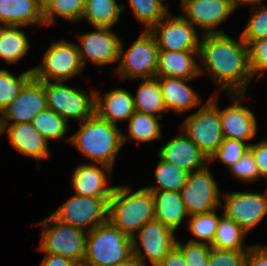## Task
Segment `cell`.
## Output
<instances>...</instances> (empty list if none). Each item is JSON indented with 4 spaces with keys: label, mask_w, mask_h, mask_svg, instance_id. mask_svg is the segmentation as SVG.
I'll return each mask as SVG.
<instances>
[{
    "label": "cell",
    "mask_w": 267,
    "mask_h": 266,
    "mask_svg": "<svg viewBox=\"0 0 267 266\" xmlns=\"http://www.w3.org/2000/svg\"><path fill=\"white\" fill-rule=\"evenodd\" d=\"M235 41L227 34H202L199 55L203 66L227 94H245L252 73L249 48L241 36Z\"/></svg>",
    "instance_id": "cell-1"
},
{
    "label": "cell",
    "mask_w": 267,
    "mask_h": 266,
    "mask_svg": "<svg viewBox=\"0 0 267 266\" xmlns=\"http://www.w3.org/2000/svg\"><path fill=\"white\" fill-rule=\"evenodd\" d=\"M80 129L68 141L80 150L86 158L92 159L111 173L122 143V134L114 125L94 113L88 119L80 122Z\"/></svg>",
    "instance_id": "cell-2"
},
{
    "label": "cell",
    "mask_w": 267,
    "mask_h": 266,
    "mask_svg": "<svg viewBox=\"0 0 267 266\" xmlns=\"http://www.w3.org/2000/svg\"><path fill=\"white\" fill-rule=\"evenodd\" d=\"M131 192L128 186H115L109 200L108 221L133 238L145 223L155 219V200L145 188Z\"/></svg>",
    "instance_id": "cell-3"
},
{
    "label": "cell",
    "mask_w": 267,
    "mask_h": 266,
    "mask_svg": "<svg viewBox=\"0 0 267 266\" xmlns=\"http://www.w3.org/2000/svg\"><path fill=\"white\" fill-rule=\"evenodd\" d=\"M86 252L82 266H116L133 257L132 238L109 221L86 233Z\"/></svg>",
    "instance_id": "cell-4"
},
{
    "label": "cell",
    "mask_w": 267,
    "mask_h": 266,
    "mask_svg": "<svg viewBox=\"0 0 267 266\" xmlns=\"http://www.w3.org/2000/svg\"><path fill=\"white\" fill-rule=\"evenodd\" d=\"M36 225L46 227L41 233L42 240L38 250L60 255L83 265L87 236L84 230L62 223L52 215Z\"/></svg>",
    "instance_id": "cell-5"
},
{
    "label": "cell",
    "mask_w": 267,
    "mask_h": 266,
    "mask_svg": "<svg viewBox=\"0 0 267 266\" xmlns=\"http://www.w3.org/2000/svg\"><path fill=\"white\" fill-rule=\"evenodd\" d=\"M181 126L183 133L210 159L224 139L217 97L210 98L197 112L188 116Z\"/></svg>",
    "instance_id": "cell-6"
},
{
    "label": "cell",
    "mask_w": 267,
    "mask_h": 266,
    "mask_svg": "<svg viewBox=\"0 0 267 266\" xmlns=\"http://www.w3.org/2000/svg\"><path fill=\"white\" fill-rule=\"evenodd\" d=\"M123 48L121 41L119 52L121 60L115 69V74L121 76L122 79L156 78L159 48L149 30H144L127 51Z\"/></svg>",
    "instance_id": "cell-7"
},
{
    "label": "cell",
    "mask_w": 267,
    "mask_h": 266,
    "mask_svg": "<svg viewBox=\"0 0 267 266\" xmlns=\"http://www.w3.org/2000/svg\"><path fill=\"white\" fill-rule=\"evenodd\" d=\"M83 68L77 44L55 41L45 52L42 64L33 68V77L41 82L67 81Z\"/></svg>",
    "instance_id": "cell-8"
},
{
    "label": "cell",
    "mask_w": 267,
    "mask_h": 266,
    "mask_svg": "<svg viewBox=\"0 0 267 266\" xmlns=\"http://www.w3.org/2000/svg\"><path fill=\"white\" fill-rule=\"evenodd\" d=\"M110 198L74 194L51 215L62 223L82 230L86 228L89 232L108 221Z\"/></svg>",
    "instance_id": "cell-9"
},
{
    "label": "cell",
    "mask_w": 267,
    "mask_h": 266,
    "mask_svg": "<svg viewBox=\"0 0 267 266\" xmlns=\"http://www.w3.org/2000/svg\"><path fill=\"white\" fill-rule=\"evenodd\" d=\"M44 86L47 108L67 122L69 118L83 122L95 113V91L90 97L82 90L64 85L63 81L44 82Z\"/></svg>",
    "instance_id": "cell-10"
},
{
    "label": "cell",
    "mask_w": 267,
    "mask_h": 266,
    "mask_svg": "<svg viewBox=\"0 0 267 266\" xmlns=\"http://www.w3.org/2000/svg\"><path fill=\"white\" fill-rule=\"evenodd\" d=\"M180 193L189 216L209 213L222 205L217 182L208 166L189 173Z\"/></svg>",
    "instance_id": "cell-11"
},
{
    "label": "cell",
    "mask_w": 267,
    "mask_h": 266,
    "mask_svg": "<svg viewBox=\"0 0 267 266\" xmlns=\"http://www.w3.org/2000/svg\"><path fill=\"white\" fill-rule=\"evenodd\" d=\"M169 16L149 29L159 50L199 51L200 40L195 27L182 15Z\"/></svg>",
    "instance_id": "cell-12"
},
{
    "label": "cell",
    "mask_w": 267,
    "mask_h": 266,
    "mask_svg": "<svg viewBox=\"0 0 267 266\" xmlns=\"http://www.w3.org/2000/svg\"><path fill=\"white\" fill-rule=\"evenodd\" d=\"M174 232L168 226L154 219L145 223L138 231V240L143 247L145 254L137 247L136 237L132 238L133 256L145 266V258L151 262L152 266H157L176 246Z\"/></svg>",
    "instance_id": "cell-13"
},
{
    "label": "cell",
    "mask_w": 267,
    "mask_h": 266,
    "mask_svg": "<svg viewBox=\"0 0 267 266\" xmlns=\"http://www.w3.org/2000/svg\"><path fill=\"white\" fill-rule=\"evenodd\" d=\"M47 109L44 82L32 77L21 89L18 96L0 115V125H9V120L17 123H31L33 118Z\"/></svg>",
    "instance_id": "cell-14"
},
{
    "label": "cell",
    "mask_w": 267,
    "mask_h": 266,
    "mask_svg": "<svg viewBox=\"0 0 267 266\" xmlns=\"http://www.w3.org/2000/svg\"><path fill=\"white\" fill-rule=\"evenodd\" d=\"M224 215L245 232L258 225L267 214V193L232 192L225 195Z\"/></svg>",
    "instance_id": "cell-15"
},
{
    "label": "cell",
    "mask_w": 267,
    "mask_h": 266,
    "mask_svg": "<svg viewBox=\"0 0 267 266\" xmlns=\"http://www.w3.org/2000/svg\"><path fill=\"white\" fill-rule=\"evenodd\" d=\"M182 15L193 26L201 27L203 34H224L216 26L225 21L234 11L229 0H183Z\"/></svg>",
    "instance_id": "cell-16"
},
{
    "label": "cell",
    "mask_w": 267,
    "mask_h": 266,
    "mask_svg": "<svg viewBox=\"0 0 267 266\" xmlns=\"http://www.w3.org/2000/svg\"><path fill=\"white\" fill-rule=\"evenodd\" d=\"M81 62L85 60L96 65H107L119 61L121 40L110 28L95 27V31L78 36Z\"/></svg>",
    "instance_id": "cell-17"
},
{
    "label": "cell",
    "mask_w": 267,
    "mask_h": 266,
    "mask_svg": "<svg viewBox=\"0 0 267 266\" xmlns=\"http://www.w3.org/2000/svg\"><path fill=\"white\" fill-rule=\"evenodd\" d=\"M228 95L232 100L234 98L232 105L223 110L218 108L223 136L224 138L247 142V140L255 137L257 132L255 115L251 110L241 105L244 94H236L238 96L236 99L234 93Z\"/></svg>",
    "instance_id": "cell-18"
},
{
    "label": "cell",
    "mask_w": 267,
    "mask_h": 266,
    "mask_svg": "<svg viewBox=\"0 0 267 266\" xmlns=\"http://www.w3.org/2000/svg\"><path fill=\"white\" fill-rule=\"evenodd\" d=\"M158 156L159 159L171 163L188 173L206 167V162H209L206 155L184 133H179L169 140L161 148Z\"/></svg>",
    "instance_id": "cell-19"
},
{
    "label": "cell",
    "mask_w": 267,
    "mask_h": 266,
    "mask_svg": "<svg viewBox=\"0 0 267 266\" xmlns=\"http://www.w3.org/2000/svg\"><path fill=\"white\" fill-rule=\"evenodd\" d=\"M0 127L1 132L8 133L12 146L23 155L38 161L49 158L48 141L34 128L32 123L0 125Z\"/></svg>",
    "instance_id": "cell-20"
},
{
    "label": "cell",
    "mask_w": 267,
    "mask_h": 266,
    "mask_svg": "<svg viewBox=\"0 0 267 266\" xmlns=\"http://www.w3.org/2000/svg\"><path fill=\"white\" fill-rule=\"evenodd\" d=\"M194 55H199V51L159 50L156 77L192 79L204 73Z\"/></svg>",
    "instance_id": "cell-21"
},
{
    "label": "cell",
    "mask_w": 267,
    "mask_h": 266,
    "mask_svg": "<svg viewBox=\"0 0 267 266\" xmlns=\"http://www.w3.org/2000/svg\"><path fill=\"white\" fill-rule=\"evenodd\" d=\"M190 79L159 77L162 98L167 111L180 114L201 104L199 95L186 84Z\"/></svg>",
    "instance_id": "cell-22"
},
{
    "label": "cell",
    "mask_w": 267,
    "mask_h": 266,
    "mask_svg": "<svg viewBox=\"0 0 267 266\" xmlns=\"http://www.w3.org/2000/svg\"><path fill=\"white\" fill-rule=\"evenodd\" d=\"M95 113L114 125L128 120L135 113L133 95L120 88L111 90L103 98L95 92Z\"/></svg>",
    "instance_id": "cell-23"
},
{
    "label": "cell",
    "mask_w": 267,
    "mask_h": 266,
    "mask_svg": "<svg viewBox=\"0 0 267 266\" xmlns=\"http://www.w3.org/2000/svg\"><path fill=\"white\" fill-rule=\"evenodd\" d=\"M45 25L37 0H0V25Z\"/></svg>",
    "instance_id": "cell-24"
},
{
    "label": "cell",
    "mask_w": 267,
    "mask_h": 266,
    "mask_svg": "<svg viewBox=\"0 0 267 266\" xmlns=\"http://www.w3.org/2000/svg\"><path fill=\"white\" fill-rule=\"evenodd\" d=\"M75 194L86 197H111L115 186L107 187L106 173L96 165L78 166L72 176Z\"/></svg>",
    "instance_id": "cell-25"
},
{
    "label": "cell",
    "mask_w": 267,
    "mask_h": 266,
    "mask_svg": "<svg viewBox=\"0 0 267 266\" xmlns=\"http://www.w3.org/2000/svg\"><path fill=\"white\" fill-rule=\"evenodd\" d=\"M155 200V219L173 231L185 217H189L181 193L178 191H151Z\"/></svg>",
    "instance_id": "cell-26"
},
{
    "label": "cell",
    "mask_w": 267,
    "mask_h": 266,
    "mask_svg": "<svg viewBox=\"0 0 267 266\" xmlns=\"http://www.w3.org/2000/svg\"><path fill=\"white\" fill-rule=\"evenodd\" d=\"M136 96H133L135 111L162 117V112L167 111L163 102L159 77L142 79Z\"/></svg>",
    "instance_id": "cell-27"
},
{
    "label": "cell",
    "mask_w": 267,
    "mask_h": 266,
    "mask_svg": "<svg viewBox=\"0 0 267 266\" xmlns=\"http://www.w3.org/2000/svg\"><path fill=\"white\" fill-rule=\"evenodd\" d=\"M23 26L0 25V58L8 64L16 63L24 57L30 47Z\"/></svg>",
    "instance_id": "cell-28"
},
{
    "label": "cell",
    "mask_w": 267,
    "mask_h": 266,
    "mask_svg": "<svg viewBox=\"0 0 267 266\" xmlns=\"http://www.w3.org/2000/svg\"><path fill=\"white\" fill-rule=\"evenodd\" d=\"M125 10L116 0H85L82 19H87L94 27L111 28L119 20V15Z\"/></svg>",
    "instance_id": "cell-29"
},
{
    "label": "cell",
    "mask_w": 267,
    "mask_h": 266,
    "mask_svg": "<svg viewBox=\"0 0 267 266\" xmlns=\"http://www.w3.org/2000/svg\"><path fill=\"white\" fill-rule=\"evenodd\" d=\"M157 117L153 115L143 114L135 111V113L128 119L129 120V137L122 134V143L128 139L138 140L140 142L153 141L162 137L160 124Z\"/></svg>",
    "instance_id": "cell-30"
},
{
    "label": "cell",
    "mask_w": 267,
    "mask_h": 266,
    "mask_svg": "<svg viewBox=\"0 0 267 266\" xmlns=\"http://www.w3.org/2000/svg\"><path fill=\"white\" fill-rule=\"evenodd\" d=\"M246 234L247 232L223 214L211 247L222 250H248L250 247L245 245L246 248H244L243 245V238Z\"/></svg>",
    "instance_id": "cell-31"
},
{
    "label": "cell",
    "mask_w": 267,
    "mask_h": 266,
    "mask_svg": "<svg viewBox=\"0 0 267 266\" xmlns=\"http://www.w3.org/2000/svg\"><path fill=\"white\" fill-rule=\"evenodd\" d=\"M189 173L177 166L160 159L155 171L157 186H146L149 191L180 192L187 181Z\"/></svg>",
    "instance_id": "cell-32"
},
{
    "label": "cell",
    "mask_w": 267,
    "mask_h": 266,
    "mask_svg": "<svg viewBox=\"0 0 267 266\" xmlns=\"http://www.w3.org/2000/svg\"><path fill=\"white\" fill-rule=\"evenodd\" d=\"M33 77V69L18 77L6 69H0V114L18 96L24 85Z\"/></svg>",
    "instance_id": "cell-33"
},
{
    "label": "cell",
    "mask_w": 267,
    "mask_h": 266,
    "mask_svg": "<svg viewBox=\"0 0 267 266\" xmlns=\"http://www.w3.org/2000/svg\"><path fill=\"white\" fill-rule=\"evenodd\" d=\"M135 17L149 30L158 24L168 13L166 3L161 0H129Z\"/></svg>",
    "instance_id": "cell-34"
},
{
    "label": "cell",
    "mask_w": 267,
    "mask_h": 266,
    "mask_svg": "<svg viewBox=\"0 0 267 266\" xmlns=\"http://www.w3.org/2000/svg\"><path fill=\"white\" fill-rule=\"evenodd\" d=\"M31 123L47 141L64 137L68 130V122L48 108L39 112Z\"/></svg>",
    "instance_id": "cell-35"
},
{
    "label": "cell",
    "mask_w": 267,
    "mask_h": 266,
    "mask_svg": "<svg viewBox=\"0 0 267 266\" xmlns=\"http://www.w3.org/2000/svg\"><path fill=\"white\" fill-rule=\"evenodd\" d=\"M85 0H53L43 11L45 24H53L55 15L73 22L82 18Z\"/></svg>",
    "instance_id": "cell-36"
},
{
    "label": "cell",
    "mask_w": 267,
    "mask_h": 266,
    "mask_svg": "<svg viewBox=\"0 0 267 266\" xmlns=\"http://www.w3.org/2000/svg\"><path fill=\"white\" fill-rule=\"evenodd\" d=\"M191 217V218H190ZM189 217V230L202 243L211 245L216 234L220 217L215 210L209 213L197 214Z\"/></svg>",
    "instance_id": "cell-37"
},
{
    "label": "cell",
    "mask_w": 267,
    "mask_h": 266,
    "mask_svg": "<svg viewBox=\"0 0 267 266\" xmlns=\"http://www.w3.org/2000/svg\"><path fill=\"white\" fill-rule=\"evenodd\" d=\"M250 143L224 138L217 151L210 157L209 161L219 159L228 167L235 164L249 150Z\"/></svg>",
    "instance_id": "cell-38"
},
{
    "label": "cell",
    "mask_w": 267,
    "mask_h": 266,
    "mask_svg": "<svg viewBox=\"0 0 267 266\" xmlns=\"http://www.w3.org/2000/svg\"><path fill=\"white\" fill-rule=\"evenodd\" d=\"M176 247L182 252L187 266H207L211 245L191 238L186 244L177 241Z\"/></svg>",
    "instance_id": "cell-39"
},
{
    "label": "cell",
    "mask_w": 267,
    "mask_h": 266,
    "mask_svg": "<svg viewBox=\"0 0 267 266\" xmlns=\"http://www.w3.org/2000/svg\"><path fill=\"white\" fill-rule=\"evenodd\" d=\"M242 39L249 45L254 40L267 38V8L261 6L257 12H253L250 20L241 34Z\"/></svg>",
    "instance_id": "cell-40"
},
{
    "label": "cell",
    "mask_w": 267,
    "mask_h": 266,
    "mask_svg": "<svg viewBox=\"0 0 267 266\" xmlns=\"http://www.w3.org/2000/svg\"><path fill=\"white\" fill-rule=\"evenodd\" d=\"M247 250H222L211 247L207 266H246Z\"/></svg>",
    "instance_id": "cell-41"
},
{
    "label": "cell",
    "mask_w": 267,
    "mask_h": 266,
    "mask_svg": "<svg viewBox=\"0 0 267 266\" xmlns=\"http://www.w3.org/2000/svg\"><path fill=\"white\" fill-rule=\"evenodd\" d=\"M229 170L233 176L244 182H253L261 177L250 149L235 164L231 165Z\"/></svg>",
    "instance_id": "cell-42"
},
{
    "label": "cell",
    "mask_w": 267,
    "mask_h": 266,
    "mask_svg": "<svg viewBox=\"0 0 267 266\" xmlns=\"http://www.w3.org/2000/svg\"><path fill=\"white\" fill-rule=\"evenodd\" d=\"M249 67L252 76L258 71V79L263 76L264 71H267V38L254 40L249 45Z\"/></svg>",
    "instance_id": "cell-43"
},
{
    "label": "cell",
    "mask_w": 267,
    "mask_h": 266,
    "mask_svg": "<svg viewBox=\"0 0 267 266\" xmlns=\"http://www.w3.org/2000/svg\"><path fill=\"white\" fill-rule=\"evenodd\" d=\"M249 149L254 155L261 177L267 178V140L264 139L257 144H250Z\"/></svg>",
    "instance_id": "cell-44"
},
{
    "label": "cell",
    "mask_w": 267,
    "mask_h": 266,
    "mask_svg": "<svg viewBox=\"0 0 267 266\" xmlns=\"http://www.w3.org/2000/svg\"><path fill=\"white\" fill-rule=\"evenodd\" d=\"M246 266H267V245L250 246L247 250Z\"/></svg>",
    "instance_id": "cell-45"
},
{
    "label": "cell",
    "mask_w": 267,
    "mask_h": 266,
    "mask_svg": "<svg viewBox=\"0 0 267 266\" xmlns=\"http://www.w3.org/2000/svg\"><path fill=\"white\" fill-rule=\"evenodd\" d=\"M157 266H187L182 252L175 246Z\"/></svg>",
    "instance_id": "cell-46"
},
{
    "label": "cell",
    "mask_w": 267,
    "mask_h": 266,
    "mask_svg": "<svg viewBox=\"0 0 267 266\" xmlns=\"http://www.w3.org/2000/svg\"><path fill=\"white\" fill-rule=\"evenodd\" d=\"M40 266H79L71 259L64 258L60 255L46 253Z\"/></svg>",
    "instance_id": "cell-47"
},
{
    "label": "cell",
    "mask_w": 267,
    "mask_h": 266,
    "mask_svg": "<svg viewBox=\"0 0 267 266\" xmlns=\"http://www.w3.org/2000/svg\"><path fill=\"white\" fill-rule=\"evenodd\" d=\"M229 1L231 3L232 7L235 10L236 7L239 6V5H241V4H245V3L248 4V3H250L252 5L254 4V6H255L257 4H260L262 0H229Z\"/></svg>",
    "instance_id": "cell-48"
},
{
    "label": "cell",
    "mask_w": 267,
    "mask_h": 266,
    "mask_svg": "<svg viewBox=\"0 0 267 266\" xmlns=\"http://www.w3.org/2000/svg\"><path fill=\"white\" fill-rule=\"evenodd\" d=\"M116 266H143L134 256L126 262L117 264Z\"/></svg>",
    "instance_id": "cell-49"
},
{
    "label": "cell",
    "mask_w": 267,
    "mask_h": 266,
    "mask_svg": "<svg viewBox=\"0 0 267 266\" xmlns=\"http://www.w3.org/2000/svg\"><path fill=\"white\" fill-rule=\"evenodd\" d=\"M53 0H37L39 7L44 11Z\"/></svg>",
    "instance_id": "cell-50"
}]
</instances>
